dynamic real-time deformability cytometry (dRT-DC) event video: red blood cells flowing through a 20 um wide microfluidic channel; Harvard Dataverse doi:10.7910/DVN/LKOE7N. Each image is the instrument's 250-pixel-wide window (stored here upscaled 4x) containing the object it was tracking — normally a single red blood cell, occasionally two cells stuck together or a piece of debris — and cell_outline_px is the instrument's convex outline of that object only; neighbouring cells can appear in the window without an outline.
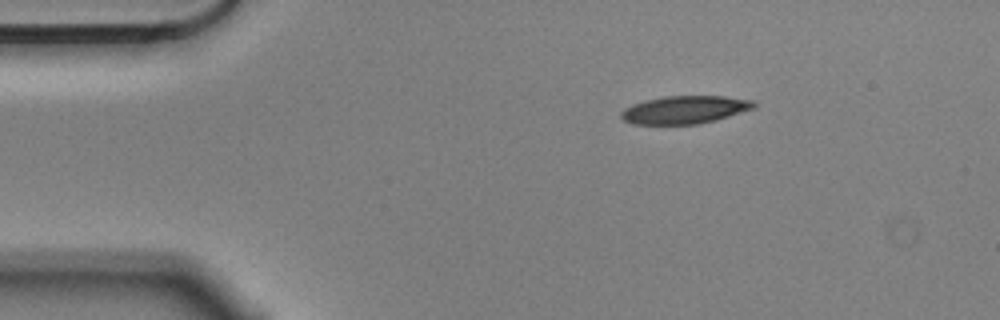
{"species": "Egyptian fruit bat (a non-hibernating species)", "species_latin": "Rousettus aegyptiacus", "temperature_condition": "cold", "stored_images_in_passage": 3, "camera_frame_rate_fps": 3000, "um_per_image_px": 0.085, "animal": {"sex": "male"}, "frame": {"image": 1, "passage_image": 1, "time_ms": 0.0, "image_size_px": [1000, 320], "cell_outline_px": [[756, 108], [716, 120], [696, 124], [632, 124], [624, 120], [620, 116], [620, 112], [624, 108], [632, 104], [644, 100], [664, 96], [724, 96], [752, 100], [756, 104]], "centroid_in_image_um": [58.19, 9.32], "position_along_channel_um": 26.8, "area_um2": 21.68}}
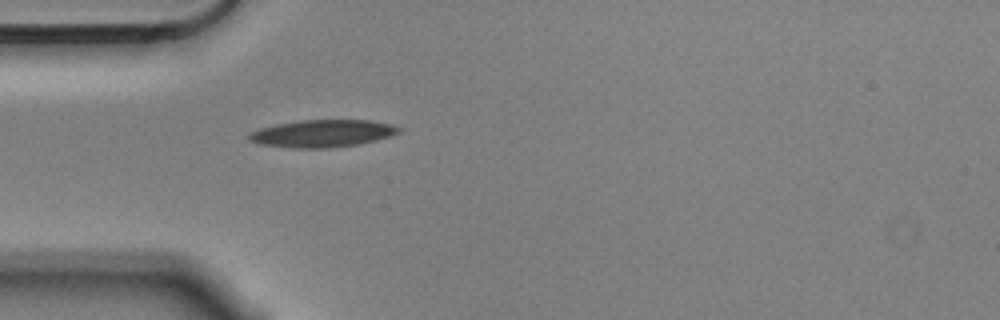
{"frame": {"image": 2, "passage_image": 3, "time_ms": 0.667, "image_size_px": [1000, 320], "cell_outline_px": [[400, 132], [376, 140], [360, 144], [328, 148], [288, 148], [260, 144], [248, 140], [248, 136], [252, 132], [260, 128], [276, 124], [300, 120], [368, 120], [388, 124], [400, 128]], "centroid_in_image_um": [27.36, 11.35], "position_along_channel_um": 57.6, "area_um2": 23.76}}